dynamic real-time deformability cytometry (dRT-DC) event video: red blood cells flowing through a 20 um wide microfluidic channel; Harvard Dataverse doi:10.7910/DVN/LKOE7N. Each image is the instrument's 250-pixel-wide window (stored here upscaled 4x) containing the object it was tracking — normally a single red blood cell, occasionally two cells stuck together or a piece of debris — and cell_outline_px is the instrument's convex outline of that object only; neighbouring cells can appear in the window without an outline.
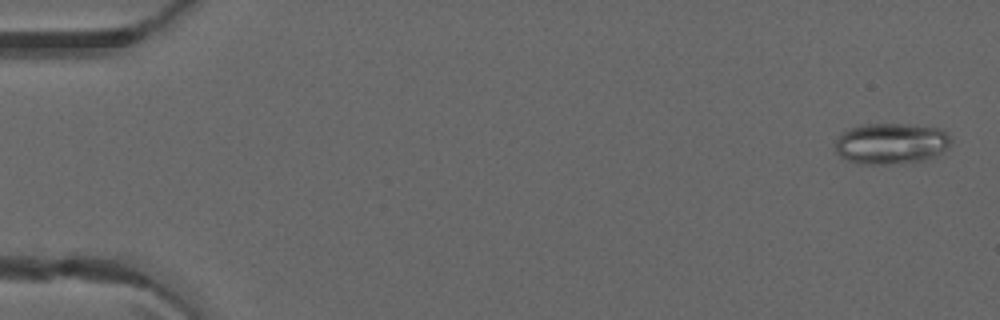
{"species": "common noctule bat (a hibernating species)", "species_latin": "Nyctalus noctula", "temperature_condition": "warm", "stored_images_in_passage": 51, "camera_frame_rate_fps": 3000, "um_per_image_px": 0.085, "animal": {"sex": "male", "forearm_length_mm": 52.5}, "frame": {"image": 1, "passage_image": 2, "time_ms": 0.333, "image_size_px": [1000, 320], "cell_outline_px": [[952, 140], [948, 148], [944, 152], [936, 156], [924, 160], [888, 164], [856, 164], [840, 156], [836, 152], [836, 140], [848, 128], [860, 124], [904, 124], [940, 128]], "centroid_in_image_um": [75.74, 12.2], "position_along_channel_um": 9.3, "area_um2": 27.74}}
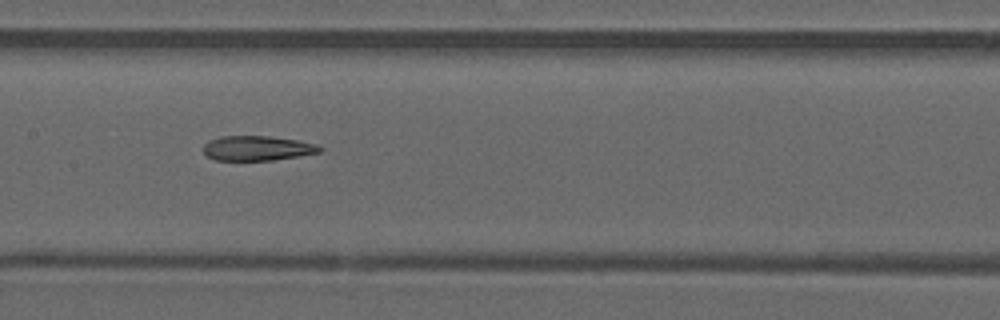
{"frame": {"image": 2, "passage_image": 26, "time_ms": 8.333, "image_size_px": [1000, 320], "cell_outline_px": [[324, 148], [320, 152], [300, 156], [272, 160], [216, 160], [208, 156], [204, 152], [204, 144], [208, 140], [220, 136], [268, 136], [296, 140], [316, 144]], "centroid_in_image_um": [21.87, 12.59], "position_along_channel_um": 185.5, "area_um2": 16.76}}
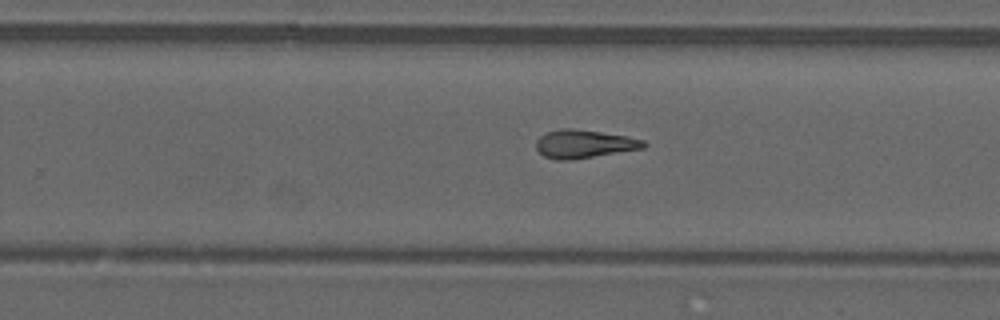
{"frame": {"image": 3, "passage_image": 33, "time_ms": 10.667, "image_size_px": [1000, 320], "cell_outline_px": [[648, 144], [644, 148], [572, 160], [556, 160], [544, 156], [536, 148], [536, 140], [540, 136], [548, 132], [560, 128], [572, 128], [600, 132], [624, 136], [644, 140]], "centroid_in_image_um": [49.63, 12.24], "position_along_channel_um": 280.2, "area_um2": 17.63}, "authors_computed_cell_mechanics": {"area_um2": 18.207, "velocity_mm_per_s": 4.0738, "shape_relaxation_time_tau1_ms": null, "shape_relaxation_time_tau2_ms": 3.5676, "deformation_change_tau1": null, "deformation_change_tau2": 0.1437}}